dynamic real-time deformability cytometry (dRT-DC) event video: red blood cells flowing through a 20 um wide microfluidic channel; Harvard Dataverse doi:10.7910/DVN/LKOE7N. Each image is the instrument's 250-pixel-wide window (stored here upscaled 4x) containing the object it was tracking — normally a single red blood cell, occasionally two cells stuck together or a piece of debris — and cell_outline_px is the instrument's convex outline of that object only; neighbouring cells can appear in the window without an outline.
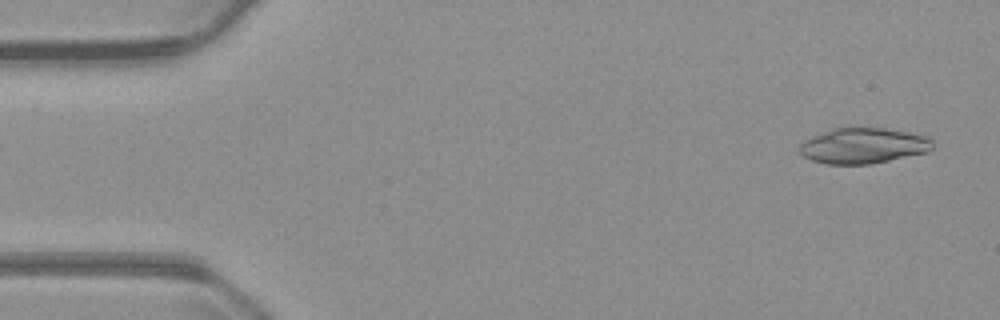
{"species": "common noctule bat (a hibernating species)", "species_latin": "Nyctalus noctula", "temperature_condition": "warm", "stored_images_in_passage": 13, "camera_frame_rate_fps": 3000, "um_per_image_px": 0.085, "animal": {"sex": "male", "body_mass_g": 23.1, "forearm_length_mm": 52.7}, "frame": {"image": 1, "passage_image": 3, "time_ms": 0.667, "image_size_px": [1000, 320], "cell_outline_px": [[936, 144], [928, 152], [872, 164], [828, 164], [812, 160], [804, 156], [800, 152], [800, 144], [804, 140], [812, 136], [832, 128], [884, 128], [908, 132], [928, 136]], "centroid_in_image_um": [73.42, 12.38], "position_along_channel_um": 11.6, "area_um2": 27.69}}